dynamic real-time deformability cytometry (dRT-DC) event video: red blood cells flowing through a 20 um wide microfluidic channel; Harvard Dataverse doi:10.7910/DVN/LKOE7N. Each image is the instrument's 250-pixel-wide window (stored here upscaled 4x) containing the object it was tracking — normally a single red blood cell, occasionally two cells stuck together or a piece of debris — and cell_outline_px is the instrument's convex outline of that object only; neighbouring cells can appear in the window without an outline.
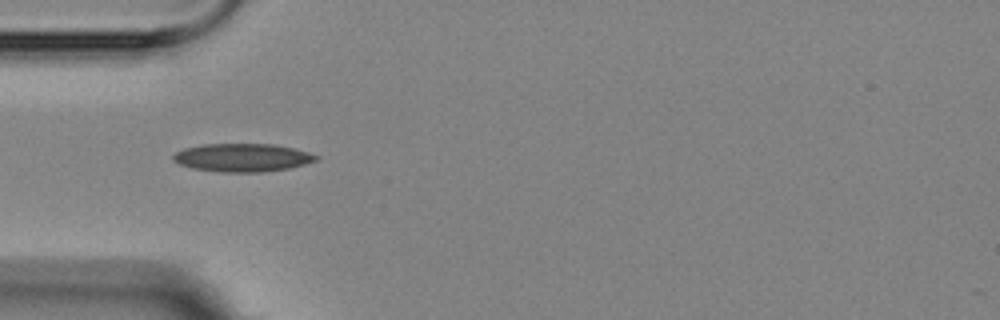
{"species": "Egyptian fruit bat (a non-hibernating species)", "species_latin": "Rousettus aegyptiacus", "temperature_condition": "room temperature", "stored_images_in_passage": 3, "camera_frame_rate_fps": 3000, "um_per_image_px": 0.085, "animal": {"sex": "female"}, "frame": {"image": 1, "passage_image": 2, "time_ms": 1.0, "image_size_px": [1000, 320], "cell_outline_px": [[320, 156], [316, 160], [304, 164], [288, 168], [260, 172], [220, 172], [192, 168], [180, 164], [172, 160], [172, 156], [176, 152], [184, 148], [204, 144], [276, 144], [308, 152]], "centroid_in_image_um": [20.58, 13.39], "position_along_channel_um": 64.4, "area_um2": 23.35}}
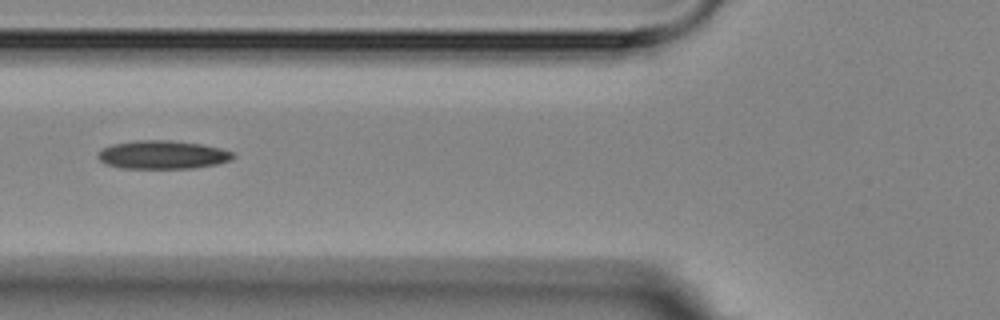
{"frame": {"image": 2, "passage_image": 3, "time_ms": 2.333, "image_size_px": [1000, 320], "cell_outline_px": [[236, 156], [228, 160], [216, 164], [192, 168], [120, 168], [108, 164], [100, 160], [96, 156], [104, 148], [112, 144], [136, 140], [172, 140], [200, 144], [220, 148], [232, 152]], "centroid_in_image_um": [13.81, 13.15], "position_along_channel_um": 112.0, "area_um2": 22.14}}